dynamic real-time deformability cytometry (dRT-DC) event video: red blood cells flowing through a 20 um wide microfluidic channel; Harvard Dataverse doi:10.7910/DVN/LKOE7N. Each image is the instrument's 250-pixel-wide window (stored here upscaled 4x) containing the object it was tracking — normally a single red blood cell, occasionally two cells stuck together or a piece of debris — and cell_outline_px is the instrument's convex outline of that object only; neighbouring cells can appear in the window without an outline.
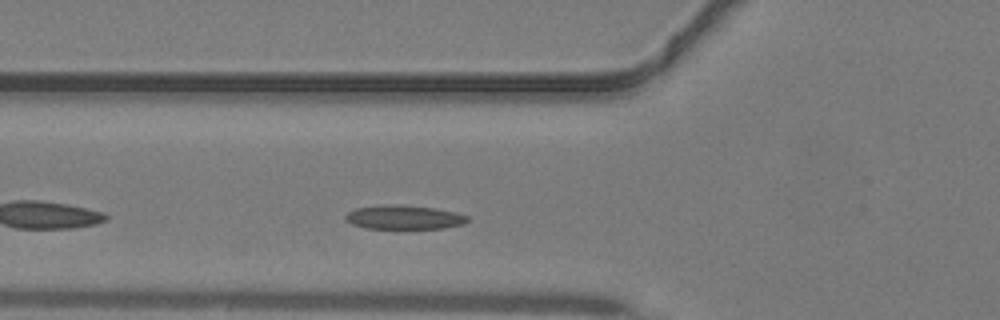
{"species": "common noctule bat (a hibernating species)", "species_latin": "Nyctalus noctula", "temperature_condition": "warm", "stored_images_in_passage": 23, "camera_frame_rate_fps": 3000, "um_per_image_px": 0.085, "animal": {"sex": "male", "body_mass_g": 19.2, "forearm_length_mm": 51.8}, "frame": {"image": 1, "passage_image": 4, "time_ms": 1.0, "image_size_px": [1000, 320], "cell_outline_px": [[468, 220], [464, 224], [444, 228], [364, 228], [352, 224], [344, 220], [344, 216], [348, 212], [356, 208], [384, 204], [400, 204], [436, 208], [456, 212], [468, 216]], "centroid_in_image_um": [34.32, 18.45], "position_along_channel_um": 91.5, "area_um2": 17.22}}
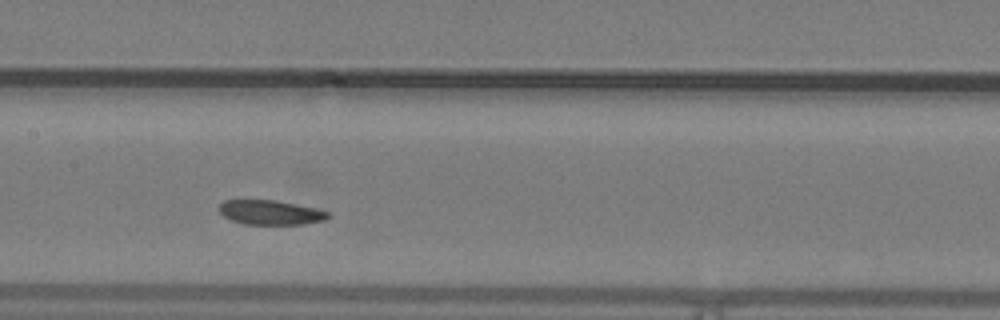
{"frame": {"image": 2, "passage_image": 10, "time_ms": 3.0, "image_size_px": [1000, 320], "cell_outline_px": [[332, 216], [324, 220], [304, 224], [244, 224], [232, 220], [224, 216], [220, 212], [220, 204], [224, 200], [276, 200], [316, 208], [332, 212]], "centroid_in_image_um": [23.05, 18.05], "position_along_channel_um": 184.3, "area_um2": 15.61}}
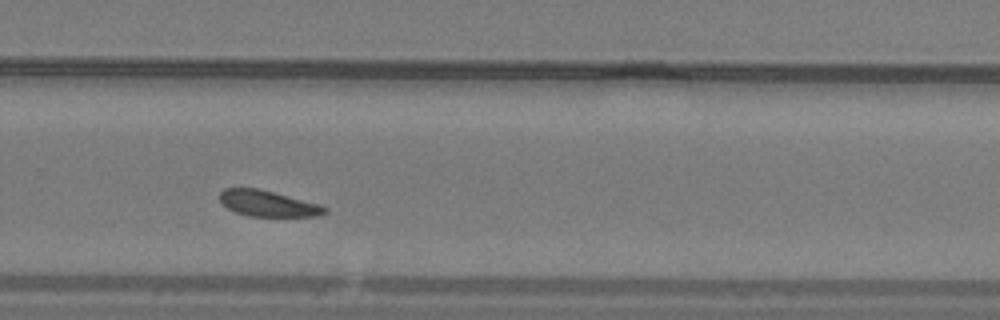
{"frame": {"image": 3, "passage_image": 18, "time_ms": 5.667, "image_size_px": [1000, 320], "cell_outline_px": [[328, 212], [316, 216], [248, 216], [236, 212], [228, 208], [220, 200], [220, 192], [224, 188], [256, 188], [320, 204], [328, 208]], "centroid_in_image_um": [22.78, 17.3], "position_along_channel_um": 307.0, "area_um2": 15.66}}